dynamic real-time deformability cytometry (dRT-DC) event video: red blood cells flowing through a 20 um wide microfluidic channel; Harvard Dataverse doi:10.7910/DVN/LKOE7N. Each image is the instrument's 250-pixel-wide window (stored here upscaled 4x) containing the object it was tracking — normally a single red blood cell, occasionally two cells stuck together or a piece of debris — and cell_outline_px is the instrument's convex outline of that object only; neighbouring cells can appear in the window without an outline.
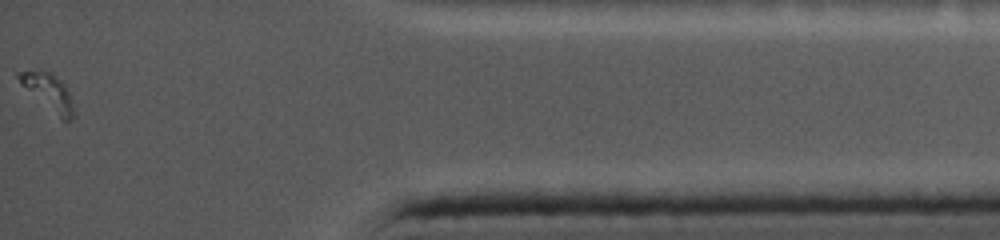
{"species": "common noctule bat (a hibernating species)", "species_latin": "Nyctalus noctula", "temperature_condition": "cold", "stored_images_in_passage": 20, "camera_frame_rate_fps": 5000, "um_per_image_px": 0.085, "animal": {"sex": "female", "body_mass_g": 19.0, "forearm_length_mm": 56.7}, "frame": {"image": 1, "passage_image": 20, "time_ms": 11.0, "image_size_px": [1000, 240], "cell_outline_px": [[76, 116], [72, 120], [64, 124], [20, 84], [16, 76], [16, 72], [40, 68], [52, 72], [64, 84], [68, 92], [76, 112]], "centroid_in_image_um": [4.13, 7.86], "position_along_channel_um": 431.1, "area_um2": 12.43}}